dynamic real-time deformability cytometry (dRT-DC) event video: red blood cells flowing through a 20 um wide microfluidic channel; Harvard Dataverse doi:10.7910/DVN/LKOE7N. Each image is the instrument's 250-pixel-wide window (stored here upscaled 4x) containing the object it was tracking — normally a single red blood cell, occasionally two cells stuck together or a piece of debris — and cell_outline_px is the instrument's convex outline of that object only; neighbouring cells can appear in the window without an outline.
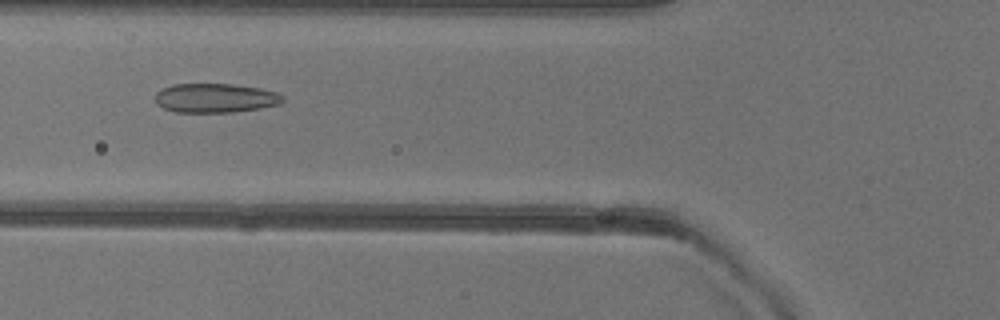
{"species": "common noctule bat (a hibernating species)", "species_latin": "Nyctalus noctula", "temperature_condition": "warm", "stored_images_in_passage": 42, "camera_frame_rate_fps": 3000, "um_per_image_px": 0.085, "animal": {"sex": "female"}, "frame": {"image": 1, "passage_image": 10, "time_ms": 3.0, "image_size_px": [1000, 320], "cell_outline_px": [[284, 100], [280, 104], [260, 108], [232, 112], [176, 112], [164, 108], [156, 104], [156, 92], [172, 84], [232, 84], [260, 88], [276, 92], [284, 96]], "centroid_in_image_um": [18.31, 8.33], "position_along_channel_um": 107.5, "area_um2": 21.68}}
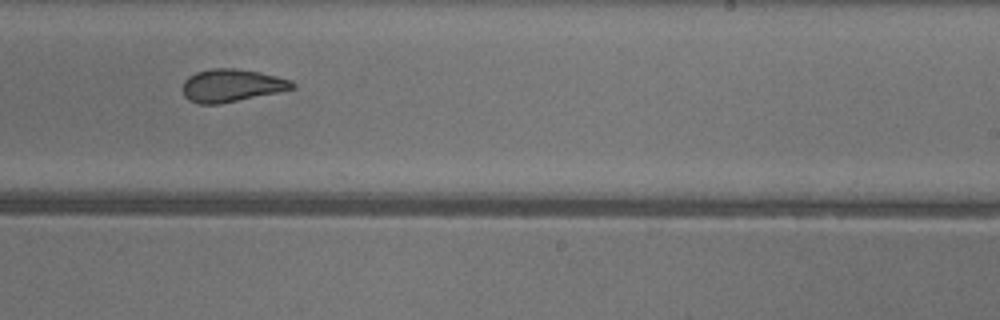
{"frame": {"image": 2, "passage_image": 22, "time_ms": 7.0, "image_size_px": [1000, 320], "cell_outline_px": [[296, 88], [280, 92], [220, 104], [200, 104], [188, 100], [184, 96], [184, 80], [188, 76], [196, 72], [212, 68], [232, 68], [260, 72], [292, 80], [296, 84]], "centroid_in_image_um": [19.72, 7.27], "position_along_channel_um": 269.3, "area_um2": 21.04}}
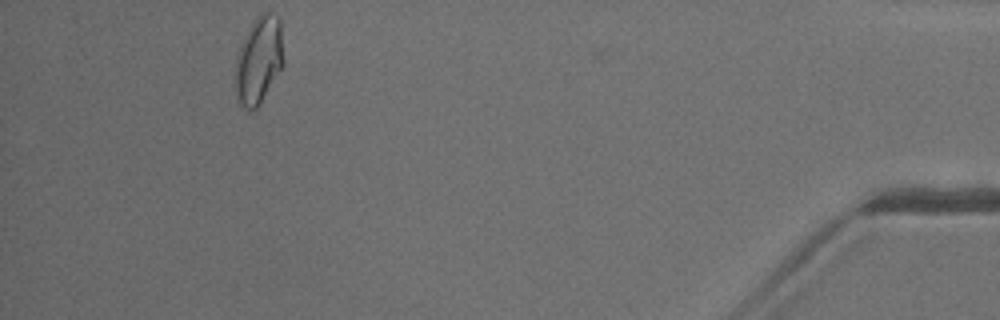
{"frame": {"image": 3, "passage_image": 38, "time_ms": 12.333, "image_size_px": [1000, 320], "cell_outline_px": [[284, 64], [260, 104], [256, 108], [244, 108], [236, 92], [236, 56], [244, 36], [252, 20], [260, 12], [268, 12], [276, 16], [280, 20], [284, 60]], "centroid_in_image_um": [22.02, 5.05], "position_along_channel_um": 413.2, "area_um2": 24.39}, "authors_computed_cell_mechanics": {"area_um2": 21.8195, "velocity_mm_per_s": 4.0414, "shape_relaxation_time_tau1_ms": null, "shape_relaxation_time_tau2_ms": 1.4974, "deformation_change_tau1": null, "deformation_change_tau2": 0.0734}}